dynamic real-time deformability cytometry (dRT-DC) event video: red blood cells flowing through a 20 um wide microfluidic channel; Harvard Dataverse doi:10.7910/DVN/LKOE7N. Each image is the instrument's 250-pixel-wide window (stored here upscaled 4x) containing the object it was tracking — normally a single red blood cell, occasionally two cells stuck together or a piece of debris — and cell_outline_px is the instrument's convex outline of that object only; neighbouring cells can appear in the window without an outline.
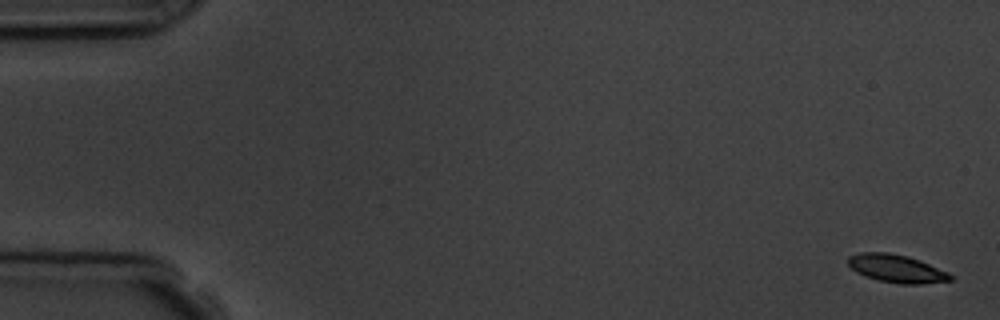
{"species": "common noctule bat (a hibernating species)", "species_latin": "Nyctalus noctula", "temperature_condition": "room temperature", "stored_images_in_passage": 6, "camera_frame_rate_fps": 3000, "um_per_image_px": 0.085, "animal": {"sex": "male", "body_mass_g": 19.5, "forearm_length_mm": 54.6}, "frame": {"image": 1, "passage_image": 1, "time_ms": 0.0, "image_size_px": [1000, 320], "cell_outline_px": [[952, 280], [920, 284], [900, 284], [880, 280], [864, 276], [856, 272], [848, 264], [848, 256], [860, 252], [888, 252], [908, 256], [920, 260], [948, 272], [952, 276]], "centroid_in_image_um": [76.19, 22.82], "position_along_channel_um": 8.8, "area_um2": 16.65}}
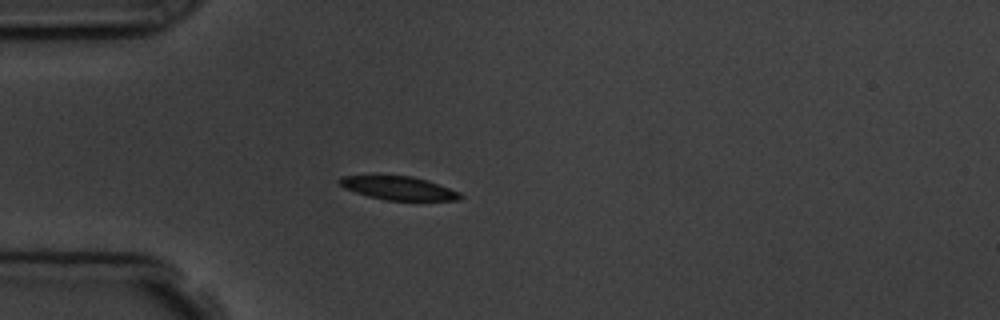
{"frame": {"image": 2, "passage_image": 5, "time_ms": 4.667, "image_size_px": [1000, 320], "cell_outline_px": [[464, 196], [460, 200], [384, 200], [368, 196], [344, 188], [336, 180], [340, 176], [380, 172], [412, 176], [428, 180], [460, 192]], "centroid_in_image_um": [33.78, 15.92], "position_along_channel_um": 51.2, "area_um2": 17.51}}